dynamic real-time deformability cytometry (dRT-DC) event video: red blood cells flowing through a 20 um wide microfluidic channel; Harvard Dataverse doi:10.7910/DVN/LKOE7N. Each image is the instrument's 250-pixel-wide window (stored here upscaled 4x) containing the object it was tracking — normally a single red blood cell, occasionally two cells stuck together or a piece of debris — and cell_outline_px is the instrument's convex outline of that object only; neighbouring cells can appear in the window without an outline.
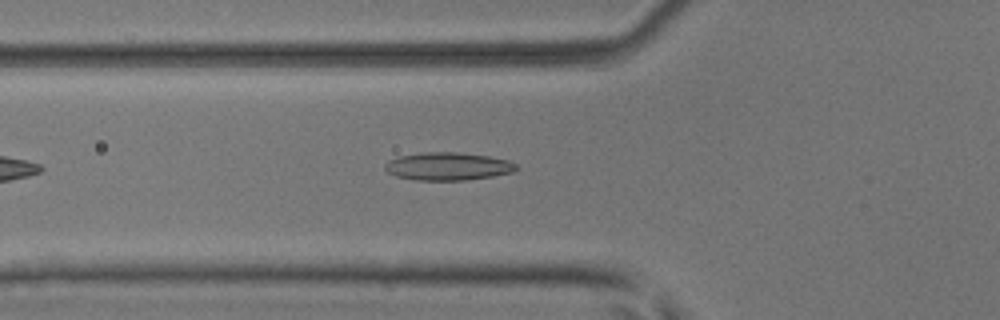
{"species": "common noctule bat (a hibernating species)", "species_latin": "Nyctalus noctula", "temperature_condition": "room temperature", "stored_images_in_passage": 41, "segment_of_instrument_passage": [1, 2], "camera_frame_rate_fps": 3000, "um_per_image_px": 0.085, "animal": {"sex": "male", "body_mass_g": 17.9, "forearm_length_mm": 54.2}, "frame": {"image": 1, "passage_image": 7, "time_ms": 2.0, "image_size_px": [1000, 320], "cell_outline_px": [[520, 168], [512, 172], [492, 176], [468, 180], [416, 180], [396, 176], [388, 172], [384, 168], [384, 164], [388, 160], [400, 156], [420, 152], [456, 152], [488, 156], [508, 160], [516, 164]], "centroid_in_image_um": [38.06, 14.13], "position_along_channel_um": 87.7, "area_um2": 21.39}}
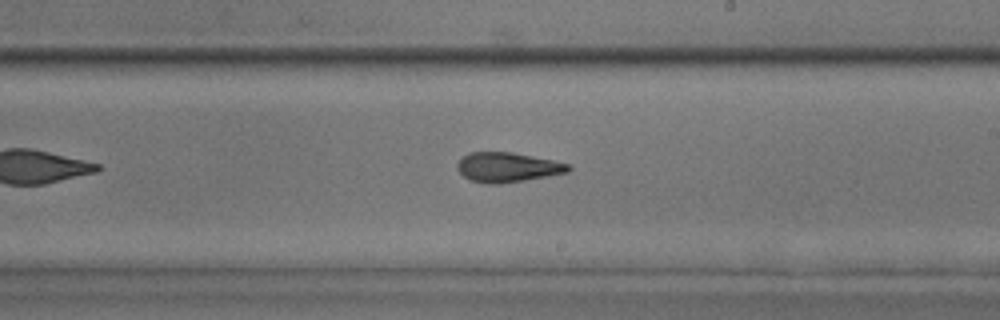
{"frame": {"image": 2, "passage_image": 19, "time_ms": 6.0, "image_size_px": [1000, 320], "cell_outline_px": [[572, 168], [568, 172], [524, 180], [500, 184], [488, 184], [468, 180], [456, 168], [456, 164], [468, 152], [512, 152], [552, 160], [568, 164]], "centroid_in_image_um": [43.1, 14.22], "position_along_channel_um": 245.9, "area_um2": 19.13}}
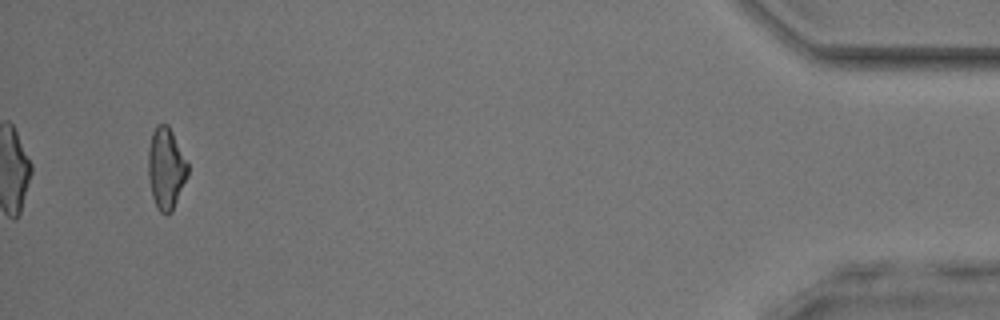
{"frame": {"image": 3, "passage_image": 38, "time_ms": 12.333, "image_size_px": [1000, 320], "cell_outline_px": [[188, 176], [172, 212], [160, 212], [156, 208], [152, 196], [148, 176], [148, 148], [152, 132], [156, 124], [168, 124], [188, 164]], "centroid_in_image_um": [14.1, 14.31], "position_along_channel_um": 421.1, "area_um2": 18.79}}